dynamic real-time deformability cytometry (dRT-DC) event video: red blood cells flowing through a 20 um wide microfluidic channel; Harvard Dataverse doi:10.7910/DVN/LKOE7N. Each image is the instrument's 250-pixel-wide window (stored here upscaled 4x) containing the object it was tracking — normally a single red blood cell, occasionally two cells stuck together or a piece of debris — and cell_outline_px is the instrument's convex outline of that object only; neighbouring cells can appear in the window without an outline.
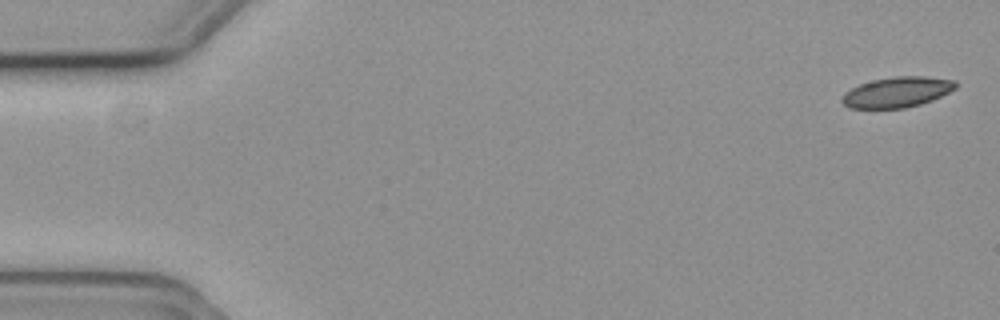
{"species": "common noctule bat (a hibernating species)", "species_latin": "Nyctalus noctula", "temperature_condition": "cold", "stored_images_in_passage": 5, "camera_frame_rate_fps": 3000, "um_per_image_px": 0.085, "animal": {"sex": "female", "body_mass_g": 19.3, "forearm_length_mm": 54.1}, "frame": {"image": 1, "passage_image": 1, "time_ms": 0.0, "image_size_px": [1000, 320], "cell_outline_px": [[956, 88], [932, 100], [920, 104], [904, 108], [852, 108], [844, 104], [840, 100], [844, 92], [860, 84], [872, 80], [896, 76], [928, 76], [956, 80]], "centroid_in_image_um": [76.25, 7.82], "position_along_channel_um": 8.7, "area_um2": 20.11}}
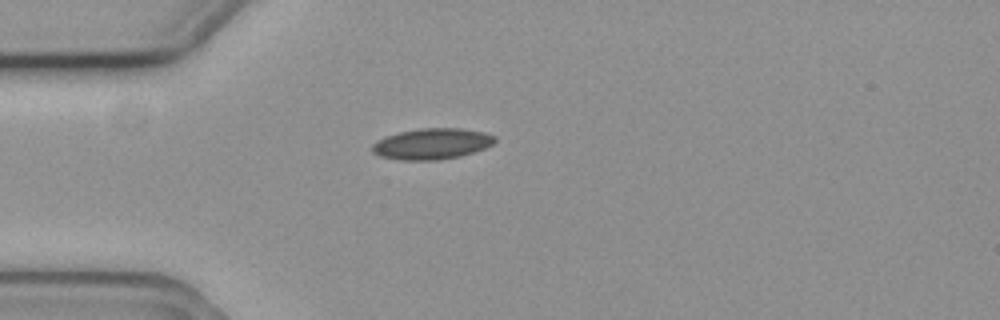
{"frame": {"image": 2, "passage_image": 5, "time_ms": 1.333, "image_size_px": [1000, 320], "cell_outline_px": [[496, 140], [492, 144], [484, 148], [460, 156], [436, 160], [400, 160], [380, 156], [372, 152], [372, 144], [376, 140], [384, 136], [400, 132], [420, 128], [460, 128], [484, 132], [496, 136]], "centroid_in_image_um": [36.68, 12.22], "position_along_channel_um": 48.3, "area_um2": 22.14}}